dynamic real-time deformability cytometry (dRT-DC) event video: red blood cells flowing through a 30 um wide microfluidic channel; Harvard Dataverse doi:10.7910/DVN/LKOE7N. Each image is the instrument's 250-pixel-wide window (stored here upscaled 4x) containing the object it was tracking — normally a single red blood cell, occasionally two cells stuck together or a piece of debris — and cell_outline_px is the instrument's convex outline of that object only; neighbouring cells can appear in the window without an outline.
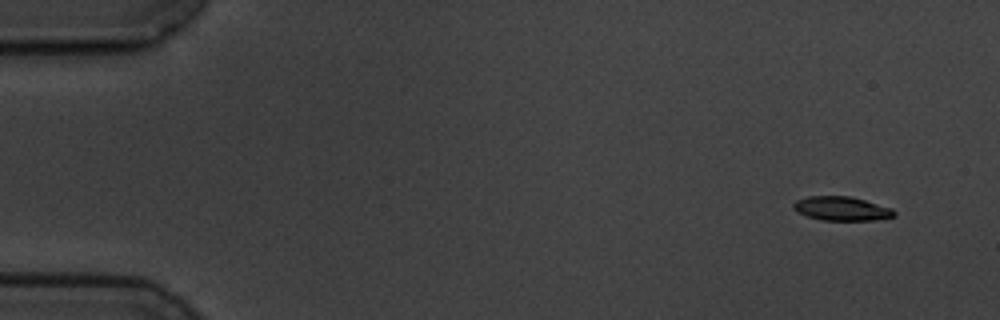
{"species": "common noctule bat (a hibernating species)", "species_latin": "Nyctalus noctula", "temperature_condition": "cold", "stored_images_in_passage": 7, "camera_frame_rate_fps": 3000, "um_per_image_px": 0.085, "animal": {"sex": "male", "body_mass_g": 19.5, "forearm_length_mm": 54.6}, "frame": {"image": 1, "passage_image": 1, "time_ms": 0.0, "image_size_px": [1000, 320], "cell_outline_px": [[896, 216], [872, 220], [820, 220], [796, 212], [792, 208], [792, 204], [796, 200], [808, 196], [852, 196], [892, 208], [896, 212]], "centroid_in_image_um": [71.52, 17.72], "position_along_channel_um": 13.5, "area_um2": 14.22}}
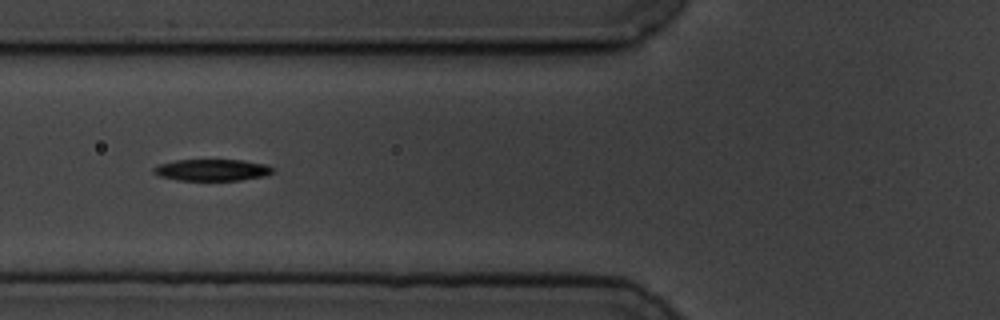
{"frame": {"image": 2, "passage_image": 6, "time_ms": 6.0, "image_size_px": [1000, 320], "cell_outline_px": [[276, 168], [272, 172], [264, 176], [240, 180], [176, 180], [160, 176], [152, 172], [152, 168], [160, 164], [176, 160], [244, 160], [264, 164]], "centroid_in_image_um": [18.02, 14.45], "position_along_channel_um": 107.8, "area_um2": 14.97}}
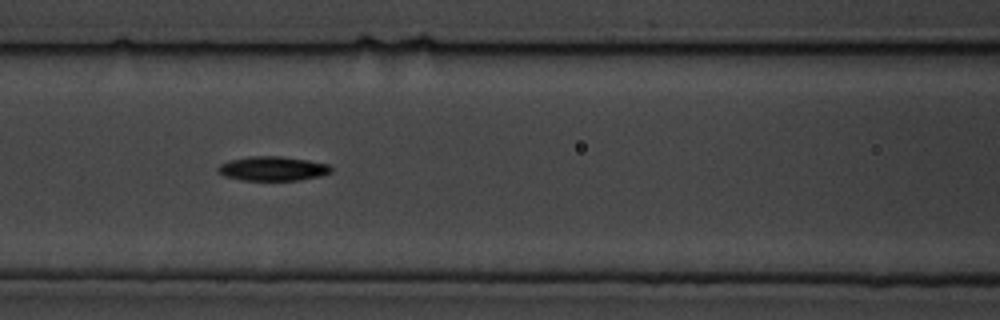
{"frame": {"image": 3, "passage_image": 7, "time_ms": 7.0, "image_size_px": [1000, 320], "cell_outline_px": [[332, 172], [320, 176], [300, 180], [244, 180], [224, 176], [216, 168], [220, 164], [232, 160], [248, 156], [280, 156], [308, 160], [328, 164], [332, 168]], "centroid_in_image_um": [23.2, 14.33], "position_along_channel_um": 143.4, "area_um2": 15.95}}